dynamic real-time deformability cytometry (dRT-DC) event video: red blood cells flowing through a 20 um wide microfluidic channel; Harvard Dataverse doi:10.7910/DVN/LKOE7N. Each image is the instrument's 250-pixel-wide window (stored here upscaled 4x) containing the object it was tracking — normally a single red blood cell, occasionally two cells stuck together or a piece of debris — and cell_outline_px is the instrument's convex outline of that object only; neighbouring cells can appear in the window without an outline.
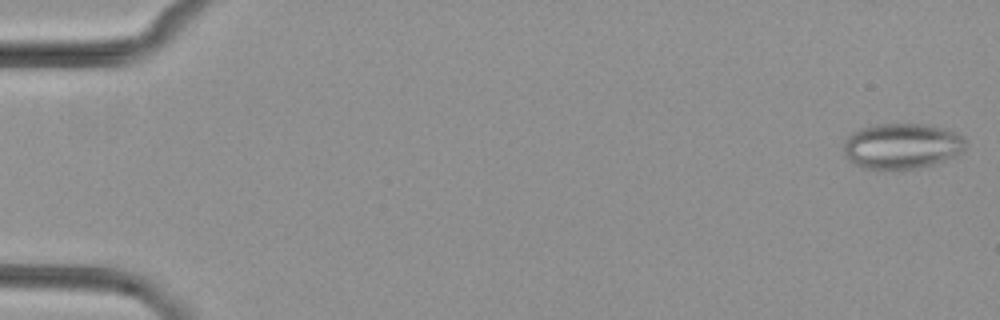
{"species": "common noctule bat (a hibernating species)", "species_latin": "Nyctalus noctula", "temperature_condition": "cold", "stored_images_in_passage": 5, "camera_frame_rate_fps": 3000, "um_per_image_px": 0.085, "animal": {"sex": "female", "body_mass_g": 29.2, "forearm_length_mm": 56.3}, "frame": {"image": 1, "passage_image": 1, "time_ms": 0.0, "image_size_px": [1000, 320], "cell_outline_px": [[964, 152], [956, 156], [932, 164], [912, 168], [860, 168], [848, 160], [844, 156], [844, 140], [852, 132], [860, 128], [876, 124], [928, 124], [952, 132], [960, 136], [964, 140]], "centroid_in_image_um": [76.6, 12.4], "position_along_channel_um": 8.4, "area_um2": 32.08}}